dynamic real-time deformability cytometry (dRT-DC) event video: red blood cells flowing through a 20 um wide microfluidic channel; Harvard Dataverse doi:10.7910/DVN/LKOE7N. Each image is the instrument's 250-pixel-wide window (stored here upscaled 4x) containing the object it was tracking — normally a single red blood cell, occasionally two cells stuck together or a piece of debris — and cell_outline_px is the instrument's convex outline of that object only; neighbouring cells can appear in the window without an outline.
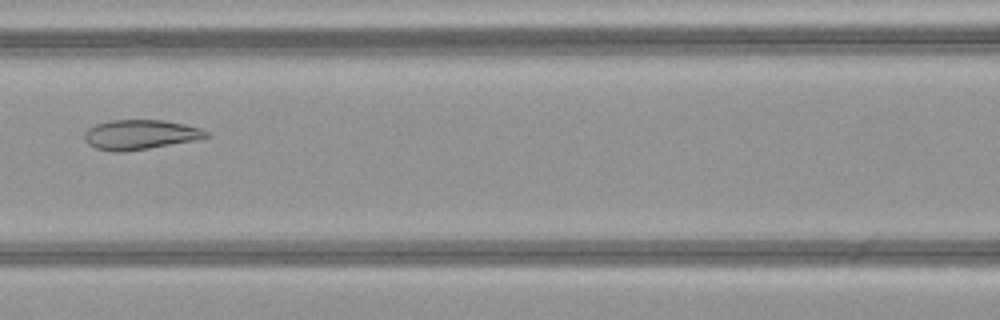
{"species": "common noctule bat (a hibernating species)", "species_latin": "Nyctalus noctula", "temperature_condition": "warm", "stored_images_in_passage": 43, "camera_frame_rate_fps": 3000, "um_per_image_px": 0.085, "animal": {"sex": "female", "body_mass_g": 21.9}, "frame": {"image": 1, "passage_image": 16, "time_ms": 5.0, "image_size_px": [1000, 320], "cell_outline_px": [[212, 136], [196, 140], [124, 152], [112, 152], [96, 148], [88, 144], [84, 140], [84, 132], [88, 128], [96, 124], [112, 120], [164, 120], [184, 124], [200, 128], [208, 132]], "centroid_in_image_um": [11.91, 11.44], "position_along_channel_um": 154.7, "area_um2": 21.15}}
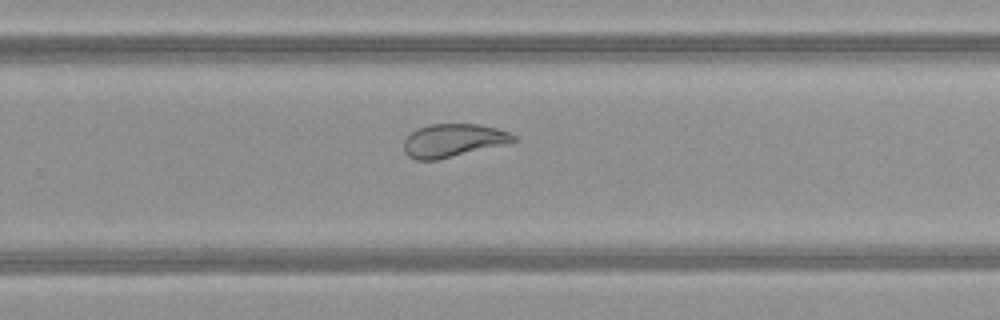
{"frame": {"image": 2, "passage_image": 26, "time_ms": 8.333, "image_size_px": [1000, 320], "cell_outline_px": [[516, 140], [512, 144], [436, 160], [416, 160], [408, 156], [404, 152], [404, 140], [416, 128], [432, 124], [476, 124], [496, 128], [508, 132], [516, 136]], "centroid_in_image_um": [38.55, 11.95], "position_along_channel_um": 291.2, "area_um2": 21.44}}
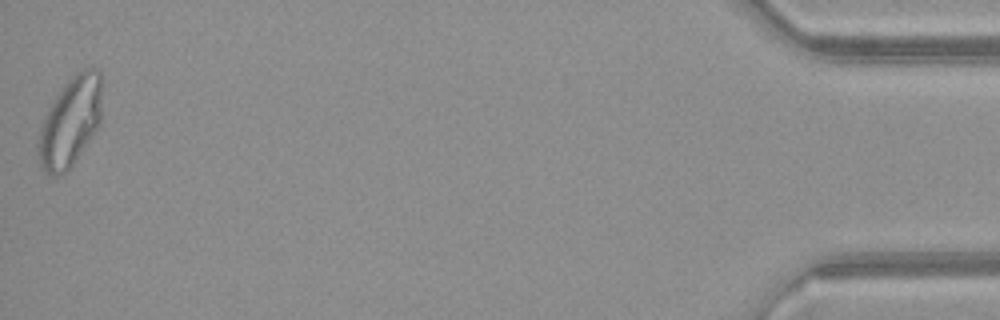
{"frame": {"image": 3, "passage_image": 43, "time_ms": 14.0, "image_size_px": [1000, 320], "cell_outline_px": [[104, 80], [100, 124], [72, 164], [60, 176], [52, 176], [40, 164], [36, 152], [36, 144], [40, 128], [44, 116], [52, 100], [60, 88], [76, 72], [84, 68], [96, 68], [100, 72]], "centroid_in_image_um": [5.99, 10.28], "position_along_channel_um": 429.2, "area_um2": 33.76}, "authors_computed_cell_mechanics": {"area_um2": 25.8366, "velocity_mm_per_s": 4.1107, "shape_relaxation_time_tau1_ms": null, "shape_relaxation_time_tau2_ms": 1.7403, "deformation_change_tau1": null, "deformation_change_tau2": 0.0246}}